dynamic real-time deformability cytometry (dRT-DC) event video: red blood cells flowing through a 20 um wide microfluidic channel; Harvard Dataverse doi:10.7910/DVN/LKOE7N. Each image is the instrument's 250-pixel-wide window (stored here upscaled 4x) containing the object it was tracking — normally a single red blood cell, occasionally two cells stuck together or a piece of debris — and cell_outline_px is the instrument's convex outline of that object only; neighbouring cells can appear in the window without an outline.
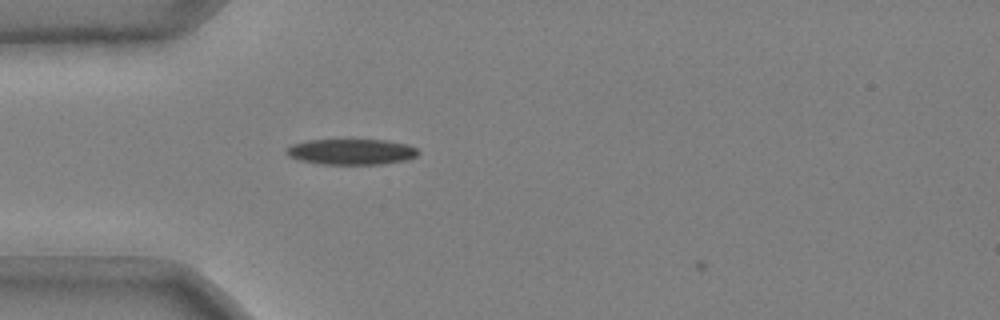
{"species": "common noctule bat (a hibernating species)", "species_latin": "Nyctalus noctula", "temperature_condition": "cold", "stored_images_in_passage": 6, "camera_frame_rate_fps": 3000, "um_per_image_px": 0.085, "animal": {"sex": "male", "body_mass_g": 20.4}, "frame": {"image": 1, "passage_image": 5, "time_ms": 1.333, "image_size_px": [1000, 320], "cell_outline_px": [[420, 152], [416, 156], [408, 160], [380, 164], [320, 164], [300, 160], [288, 156], [284, 152], [292, 144], [308, 140], [388, 140], [408, 144], [416, 148]], "centroid_in_image_um": [29.89, 12.9], "position_along_channel_um": 55.1, "area_um2": 19.83}}